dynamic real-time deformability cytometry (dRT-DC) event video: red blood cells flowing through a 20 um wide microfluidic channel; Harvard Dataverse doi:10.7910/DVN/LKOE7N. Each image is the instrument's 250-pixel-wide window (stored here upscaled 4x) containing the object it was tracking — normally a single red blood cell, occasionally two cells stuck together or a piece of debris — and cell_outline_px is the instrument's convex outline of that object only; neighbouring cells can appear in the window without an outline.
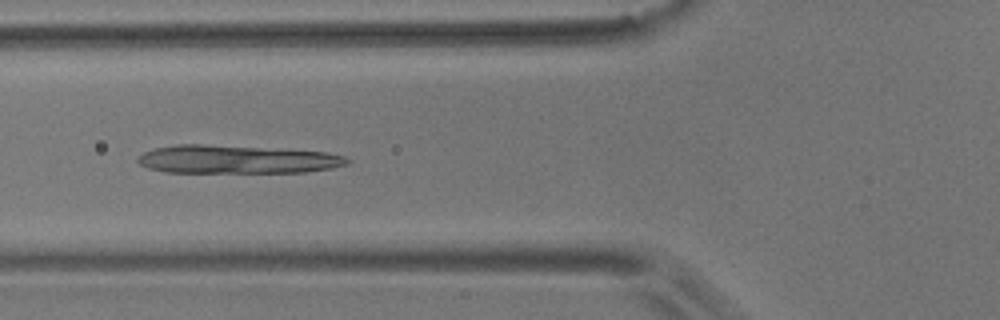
{"species": "common noctule bat (a hibernating species)", "species_latin": "Nyctalus noctula", "temperature_condition": "room temperature", "stored_images_in_passage": 8, "camera_frame_rate_fps": 3000, "um_per_image_px": 0.085, "animal": {"sex": "male", "body_mass_g": 17.9}, "frame": {"image": 1, "passage_image": 6, "time_ms": 5.667, "image_size_px": [1000, 320], "cell_outline_px": [[352, 160], [348, 164], [332, 168], [304, 172], [164, 172], [148, 168], [140, 164], [136, 160], [136, 156], [144, 152], [156, 148], [176, 144], [204, 144], [328, 152], [344, 156]], "centroid_in_image_um": [20.11, 13.54], "position_along_channel_um": 105.7, "area_um2": 34.51}}
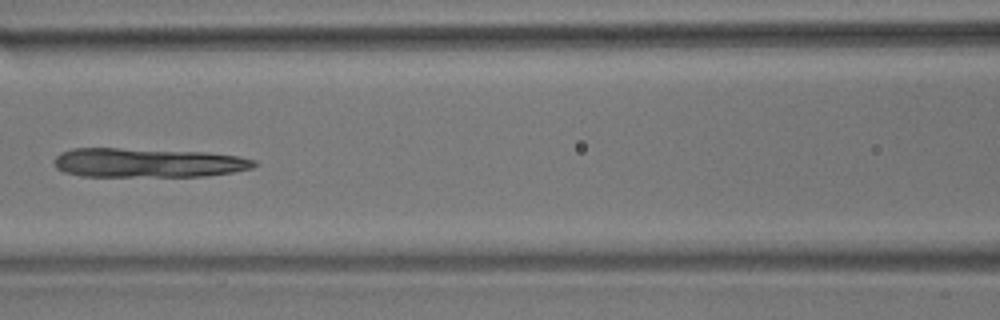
{"frame": {"image": 2, "passage_image": 7, "time_ms": 7.0, "image_size_px": [1000, 320], "cell_outline_px": [[256, 164], [252, 168], [232, 172], [208, 176], [80, 176], [64, 172], [56, 168], [56, 156], [60, 152], [72, 148], [120, 148], [208, 152], [240, 156], [256, 160]], "centroid_in_image_um": [12.58, 13.83], "position_along_channel_um": 154.0, "area_um2": 34.22}}
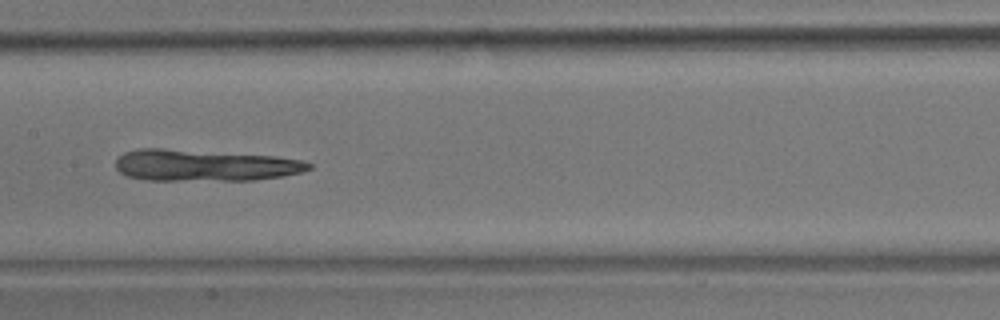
{"frame": {"image": 3, "passage_image": 8, "time_ms": 8.0, "image_size_px": [1000, 320], "cell_outline_px": [[312, 168], [300, 172], [284, 176], [256, 180], [148, 180], [128, 176], [120, 172], [116, 168], [116, 160], [124, 152], [136, 148], [164, 148], [276, 156], [300, 160], [312, 164]], "centroid_in_image_um": [17.38, 14.05], "position_along_channel_um": 190.0, "area_um2": 35.6}}